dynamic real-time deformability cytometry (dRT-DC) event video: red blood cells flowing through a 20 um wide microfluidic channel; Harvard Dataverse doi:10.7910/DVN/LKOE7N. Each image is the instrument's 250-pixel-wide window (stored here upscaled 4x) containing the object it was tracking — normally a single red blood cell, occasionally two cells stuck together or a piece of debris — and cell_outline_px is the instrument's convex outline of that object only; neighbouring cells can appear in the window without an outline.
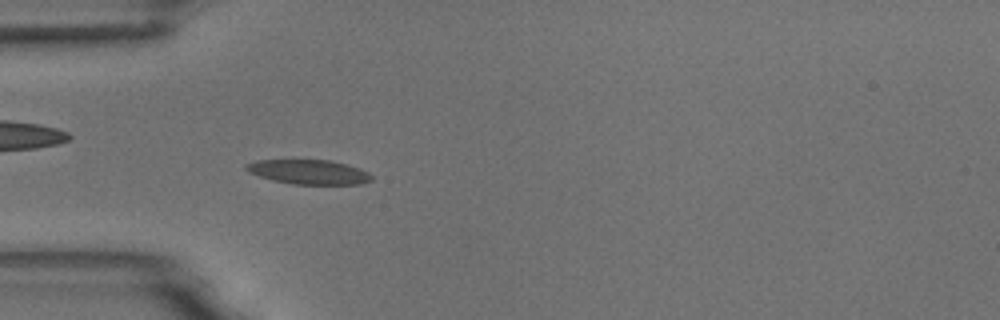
{"species": "common noctule bat (a hibernating species)", "species_latin": "Nyctalus noctula", "temperature_condition": "room temperature", "stored_images_in_passage": 54, "camera_frame_rate_fps": 3000, "um_per_image_px": 0.085, "animal": {"sex": "male", "body_mass_g": 18.8}, "frame": {"image": 1, "passage_image": 16, "time_ms": 5.0, "image_size_px": [1000, 320], "cell_outline_px": [[372, 180], [360, 184], [292, 184], [272, 180], [248, 172], [244, 168], [244, 164], [256, 160], [328, 160], [348, 164], [360, 168], [368, 172], [372, 176]], "centroid_in_image_um": [26.23, 14.61], "position_along_channel_um": 58.8, "area_um2": 17.98}}
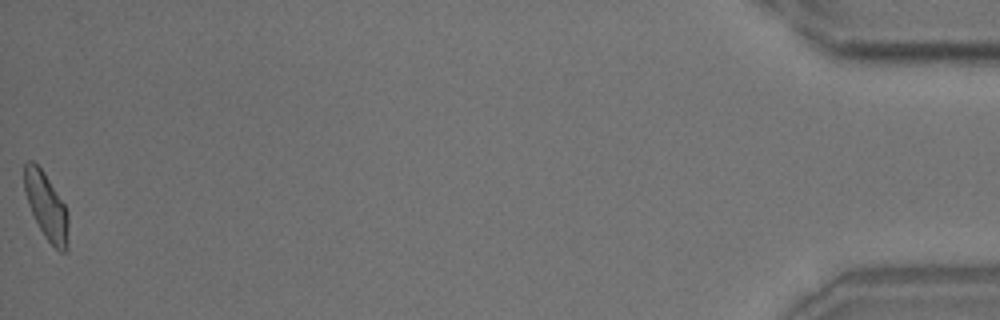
{"frame": {"image": 2, "passage_image": 54, "time_ms": 17.667, "image_size_px": [1000, 320], "cell_outline_px": [[68, 248], [64, 252], [60, 252], [44, 236], [28, 204], [24, 192], [24, 164], [28, 160], [32, 160], [44, 172], [64, 204], [68, 212]], "centroid_in_image_um": [3.94, 17.52], "position_along_channel_um": 431.3, "area_um2": 16.99}, "authors_computed_cell_mechanics": {"area_um2": 17.5712, "velocity_mm_per_s": 3.7332, "shape_relaxation_time_tau1_ms": 6.4086, "shape_relaxation_time_tau2_ms": 1.5839, "deformation_change_tau1": 0.1571, "deformation_change_tau2": 0.0713}}